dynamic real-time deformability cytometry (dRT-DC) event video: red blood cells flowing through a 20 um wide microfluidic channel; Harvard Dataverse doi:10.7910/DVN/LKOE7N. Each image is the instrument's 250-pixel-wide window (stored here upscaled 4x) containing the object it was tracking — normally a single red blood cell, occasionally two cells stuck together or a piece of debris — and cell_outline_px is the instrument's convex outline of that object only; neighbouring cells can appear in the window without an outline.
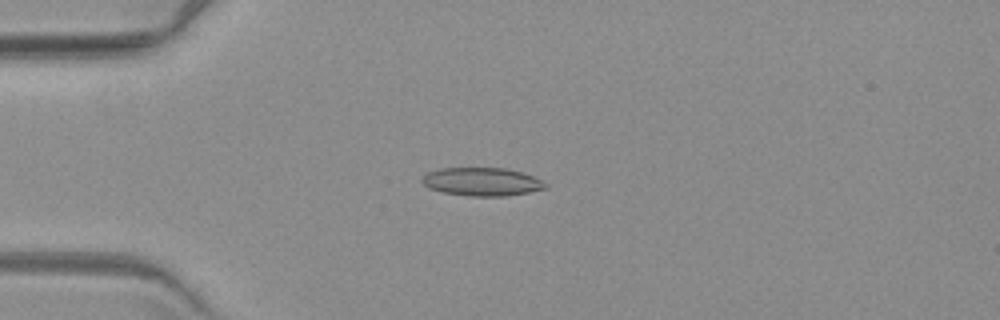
{"species": "common noctule bat (a hibernating species)", "species_latin": "Nyctalus noctula", "temperature_condition": "warm", "stored_images_in_passage": 7, "camera_frame_rate_fps": 3000, "um_per_image_px": 0.085, "animal": {"sex": "female", "body_mass_g": 19.3, "forearm_length_mm": 54.1}, "frame": {"image": 1, "passage_image": 5, "time_ms": 5.0, "image_size_px": [1000, 320], "cell_outline_px": [[548, 188], [508, 196], [468, 196], [440, 192], [428, 188], [420, 180], [428, 172], [440, 168], [508, 168], [532, 176], [548, 184]], "centroid_in_image_um": [40.95, 15.45], "position_along_channel_um": 44.1, "area_um2": 20.4}}
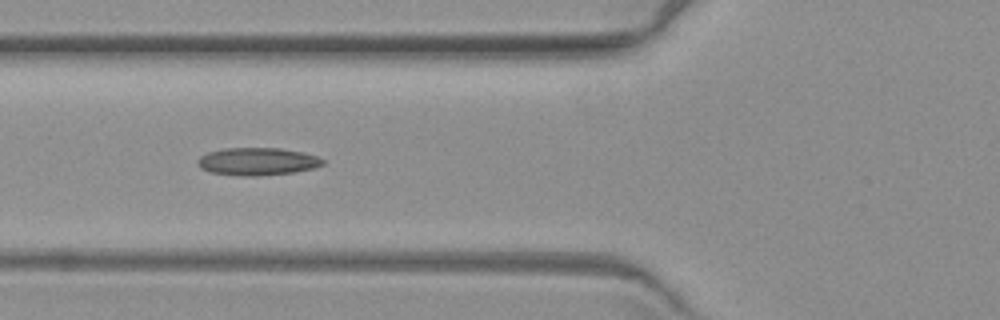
{"frame": {"image": 2, "passage_image": 7, "time_ms": 7.333, "image_size_px": [1000, 320], "cell_outline_px": [[324, 164], [316, 168], [292, 172], [260, 176], [236, 176], [208, 172], [200, 168], [196, 164], [196, 160], [200, 156], [208, 152], [224, 148], [280, 148], [304, 152], [316, 156], [324, 160]], "centroid_in_image_um": [21.84, 13.73], "position_along_channel_um": 104.0, "area_um2": 20.46}}